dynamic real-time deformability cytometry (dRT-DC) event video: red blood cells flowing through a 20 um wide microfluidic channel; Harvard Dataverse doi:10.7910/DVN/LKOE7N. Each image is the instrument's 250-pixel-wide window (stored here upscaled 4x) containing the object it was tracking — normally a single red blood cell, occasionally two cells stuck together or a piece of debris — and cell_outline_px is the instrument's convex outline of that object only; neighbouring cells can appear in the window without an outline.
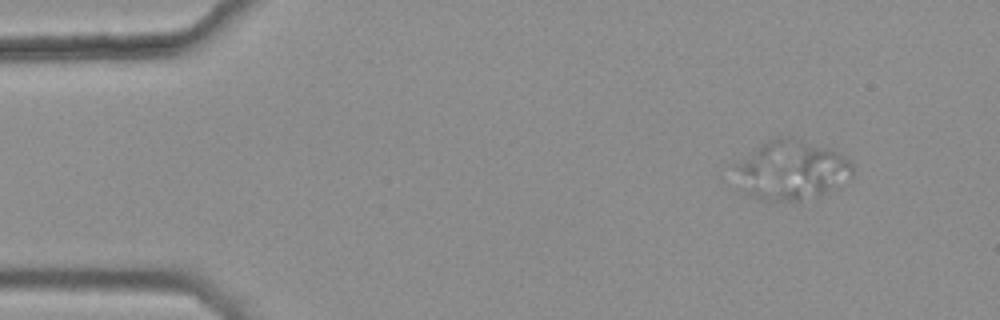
{"species": "common noctule bat (a hibernating species)", "species_latin": "Nyctalus noctula", "temperature_condition": "warm", "stored_images_in_passage": 4, "camera_frame_rate_fps": 3000, "um_per_image_px": 0.085, "animal": {"sex": "female", "body_mass_g": 25.1}, "frame": {"image": 1, "passage_image": 2, "time_ms": 0.333, "image_size_px": [1000, 320], "cell_outline_px": [[852, 176], [824, 192], [816, 196], [800, 200], [760, 200], [744, 192], [736, 168], [736, 164], [760, 144], [768, 140], [784, 136], [788, 136], [828, 148], [840, 152], [852, 164]], "centroid_in_image_um": [67.28, 14.44], "position_along_channel_um": 17.7, "area_um2": 39.65}}
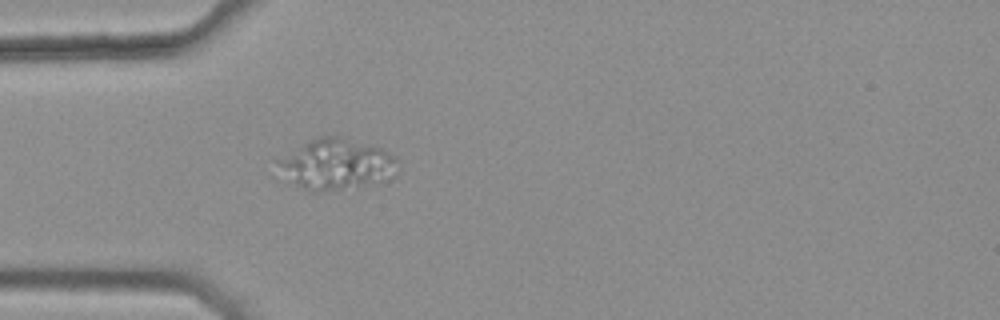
{"frame": {"image": 2, "passage_image": 4, "time_ms": 1.0, "image_size_px": [1000, 320], "cell_outline_px": [[400, 172], [396, 176], [356, 188], [312, 192], [304, 188], [292, 180], [276, 160], [316, 136], [340, 136], [380, 148], [396, 156], [400, 160]], "centroid_in_image_um": [28.74, 13.95], "position_along_channel_um": 56.3, "area_um2": 35.08}}